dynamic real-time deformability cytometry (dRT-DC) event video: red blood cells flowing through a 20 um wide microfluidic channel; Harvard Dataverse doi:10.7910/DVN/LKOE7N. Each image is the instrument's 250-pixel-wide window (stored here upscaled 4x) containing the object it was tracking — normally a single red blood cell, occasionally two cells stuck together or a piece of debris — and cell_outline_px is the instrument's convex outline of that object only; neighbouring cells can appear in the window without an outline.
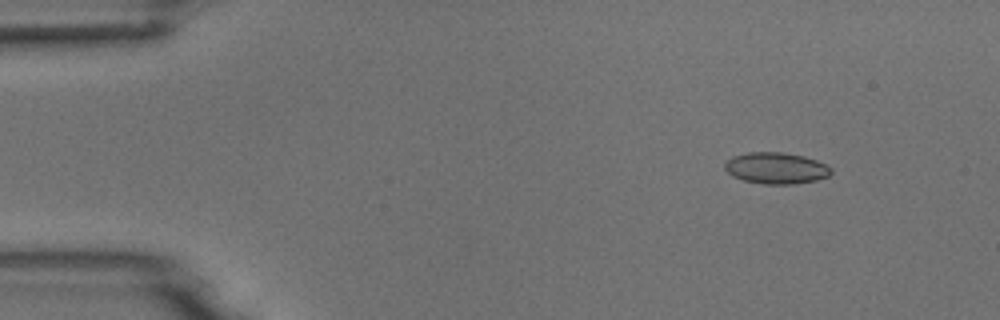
{"species": "common noctule bat (a hibernating species)", "species_latin": "Nyctalus noctula", "temperature_condition": "room temperature", "stored_images_in_passage": 5, "camera_frame_rate_fps": 3000, "um_per_image_px": 0.085, "animal": {"sex": "male", "body_mass_g": 18.8}, "frame": {"image": 1, "passage_image": 1, "time_ms": 0.0, "image_size_px": [1000, 320], "cell_outline_px": [[832, 172], [828, 176], [816, 180], [792, 184], [764, 184], [744, 180], [732, 176], [724, 168], [724, 164], [732, 156], [748, 152], [784, 152], [804, 156], [816, 160], [832, 168]], "centroid_in_image_um": [65.96, 14.28], "position_along_channel_um": 19.0, "area_um2": 19.42}}
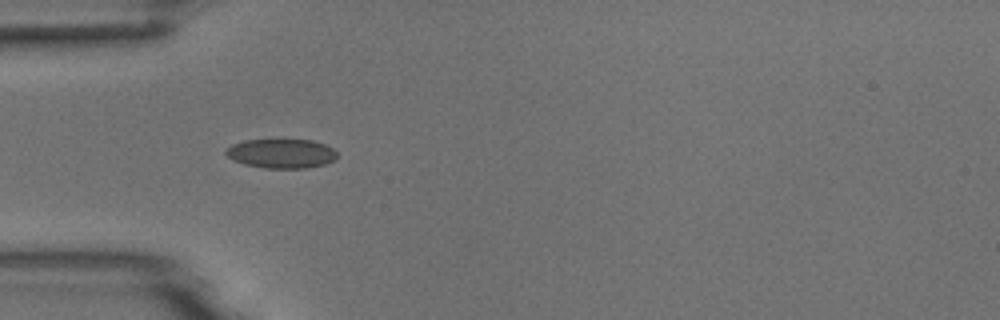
{"frame": {"image": 2, "passage_image": 4, "time_ms": 3.333, "image_size_px": [1000, 320], "cell_outline_px": [[336, 160], [324, 164], [308, 168], [264, 168], [244, 164], [232, 160], [224, 152], [224, 148], [232, 144], [244, 140], [276, 136], [312, 140], [324, 144], [332, 148], [336, 152]], "centroid_in_image_um": [23.87, 12.99], "position_along_channel_um": 61.1, "area_um2": 20.06}}